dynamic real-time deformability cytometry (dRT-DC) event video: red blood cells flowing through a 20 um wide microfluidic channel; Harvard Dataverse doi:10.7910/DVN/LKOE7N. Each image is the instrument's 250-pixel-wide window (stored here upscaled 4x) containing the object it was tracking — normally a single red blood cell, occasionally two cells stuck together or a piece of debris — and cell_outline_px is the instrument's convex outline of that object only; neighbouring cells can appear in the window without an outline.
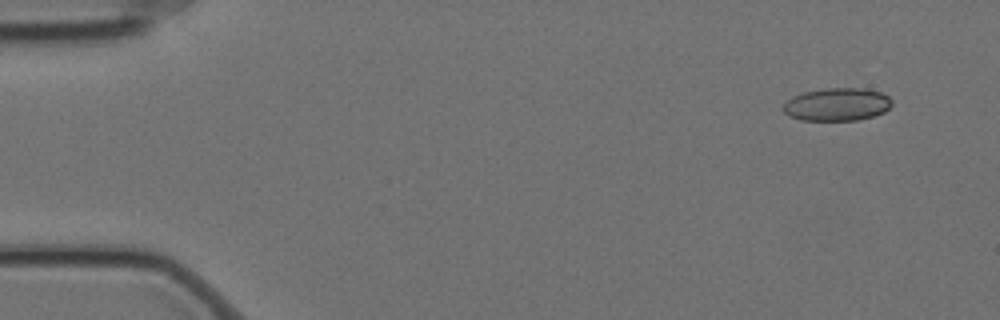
{"species": "Egyptian fruit bat (a non-hibernating species)", "species_latin": "Rousettus aegyptiacus", "temperature_condition": "cold", "stored_images_in_passage": 6, "camera_frame_rate_fps": 3000, "um_per_image_px": 0.085, "animal": {"sex": "female"}, "frame": {"image": 1, "passage_image": 1, "time_ms": 0.0, "image_size_px": [1000, 320], "cell_outline_px": [[892, 104], [884, 112], [872, 116], [856, 120], [800, 120], [788, 116], [784, 112], [784, 104], [792, 96], [804, 92], [828, 88], [864, 88], [880, 92], [888, 96], [892, 100]], "centroid_in_image_um": [71.15, 8.87], "position_along_channel_um": 13.9, "area_um2": 20.75}}
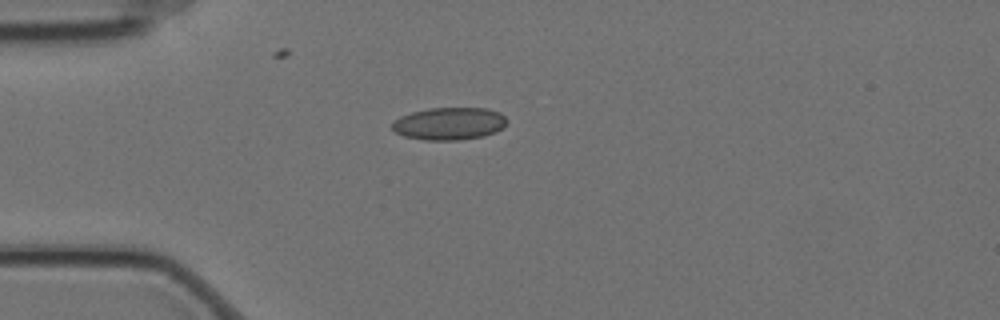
{"frame": {"image": 2, "passage_image": 4, "time_ms": 1.0, "image_size_px": [1000, 320], "cell_outline_px": [[508, 120], [504, 128], [496, 132], [484, 136], [460, 140], [424, 140], [404, 136], [396, 132], [392, 128], [392, 120], [400, 116], [412, 112], [428, 108], [488, 108], [500, 112]], "centroid_in_image_um": [38.21, 10.5], "position_along_channel_um": 46.8, "area_um2": 22.02}}
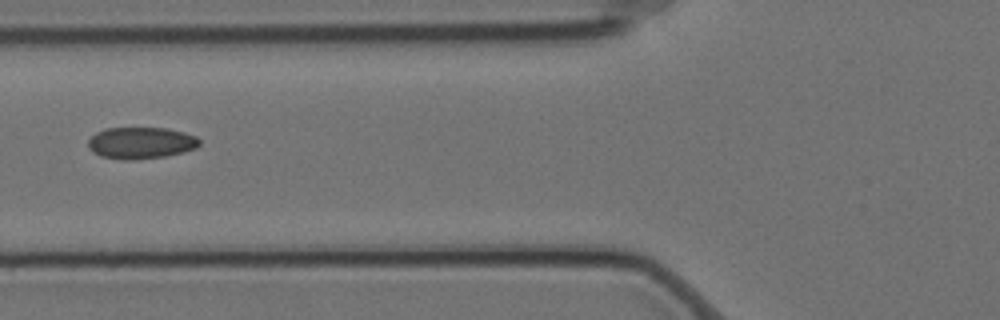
{"frame": {"image": 3, "passage_image": 6, "time_ms": 1.667, "image_size_px": [1000, 320], "cell_outline_px": [[200, 144], [196, 148], [184, 152], [164, 156], [136, 160], [120, 160], [100, 156], [92, 152], [88, 148], [88, 140], [96, 132], [104, 128], [168, 128], [184, 132], [196, 136], [200, 140]], "centroid_in_image_um": [11.96, 12.15], "position_along_channel_um": 113.8, "area_um2": 20.81}}